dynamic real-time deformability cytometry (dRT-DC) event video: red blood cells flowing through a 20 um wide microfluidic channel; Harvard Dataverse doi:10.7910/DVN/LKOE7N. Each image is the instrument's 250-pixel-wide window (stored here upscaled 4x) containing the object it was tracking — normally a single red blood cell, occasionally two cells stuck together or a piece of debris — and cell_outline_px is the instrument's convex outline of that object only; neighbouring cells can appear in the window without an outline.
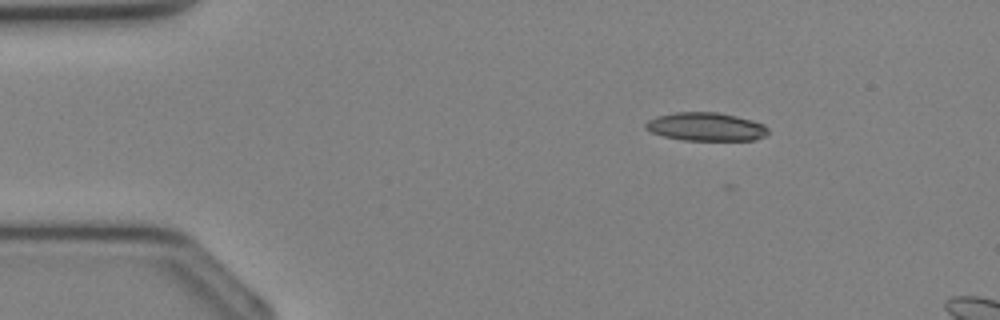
{"species": "Egyptian fruit bat (a non-hibernating species)", "species_latin": "Rousettus aegyptiacus", "temperature_condition": "cold", "stored_images_in_passage": 5, "camera_frame_rate_fps": 3000, "um_per_image_px": 0.085, "animal": {"sex": "female"}, "frame": {"image": 1, "passage_image": 1, "time_ms": 0.0, "image_size_px": [1000, 320], "cell_outline_px": [[768, 136], [756, 140], [684, 140], [664, 136], [652, 132], [644, 128], [644, 124], [648, 120], [656, 116], [676, 112], [716, 112], [736, 116], [752, 120], [764, 124], [768, 128]], "centroid_in_image_um": [60.03, 10.77], "position_along_channel_um": 25.0, "area_um2": 20.35}}